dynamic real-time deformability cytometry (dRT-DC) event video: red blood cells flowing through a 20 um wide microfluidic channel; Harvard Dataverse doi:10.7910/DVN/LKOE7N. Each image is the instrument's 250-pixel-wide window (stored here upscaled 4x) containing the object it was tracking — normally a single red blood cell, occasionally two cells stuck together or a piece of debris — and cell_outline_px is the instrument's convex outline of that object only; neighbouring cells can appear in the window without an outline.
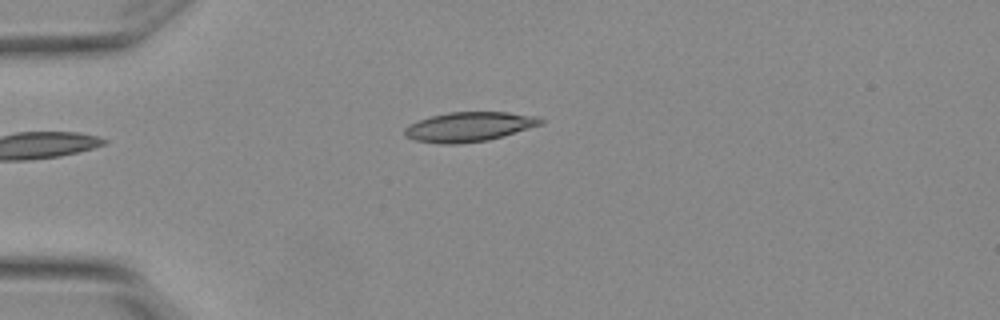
{"species": "Egyptian fruit bat (a non-hibernating species)", "species_latin": "Rousettus aegyptiacus", "temperature_condition": "warm", "stored_images_in_passage": 2, "camera_frame_rate_fps": 3000, "um_per_image_px": 0.085, "animal": {"sex": "female"}, "frame": {"image": 1, "passage_image": 2, "time_ms": 0.333, "image_size_px": [1000, 320], "cell_outline_px": [[544, 124], [488, 140], [456, 144], [440, 144], [416, 140], [404, 136], [404, 128], [408, 124], [432, 116], [448, 112], [508, 112], [536, 116], [544, 120]], "centroid_in_image_um": [39.87, 10.77], "position_along_channel_um": 45.1, "area_um2": 23.41}}